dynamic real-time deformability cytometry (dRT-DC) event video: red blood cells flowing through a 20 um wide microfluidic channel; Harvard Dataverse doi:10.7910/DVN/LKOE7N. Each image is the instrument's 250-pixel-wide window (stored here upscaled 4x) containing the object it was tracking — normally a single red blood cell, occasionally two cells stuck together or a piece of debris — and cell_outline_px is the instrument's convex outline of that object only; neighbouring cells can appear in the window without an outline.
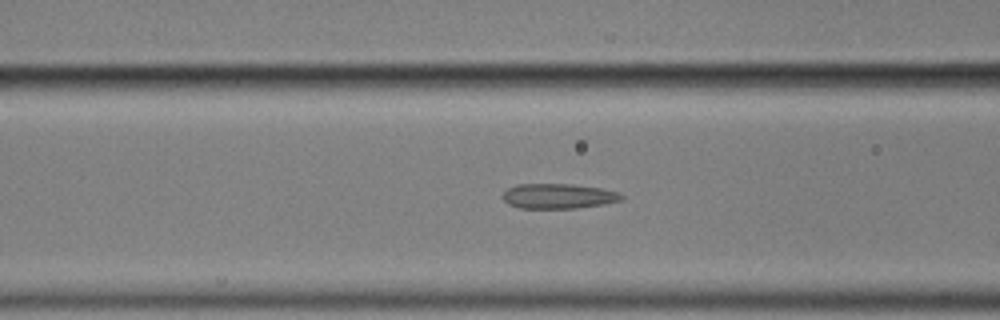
{"species": "common noctule bat (a hibernating species)", "species_latin": "Nyctalus noctula", "temperature_condition": "cold", "stored_images_in_passage": 57, "camera_frame_rate_fps": 3000, "um_per_image_px": 0.085, "animal": {"sex": "male", "body_mass_g": 17.9}, "frame": {"image": 1, "passage_image": 22, "time_ms": 7.0, "image_size_px": [1000, 320], "cell_outline_px": [[624, 200], [604, 204], [576, 208], [520, 208], [508, 204], [504, 200], [504, 192], [508, 188], [516, 184], [572, 184], [600, 188], [616, 192], [624, 196]], "centroid_in_image_um": [47.47, 16.67], "position_along_channel_um": 119.1, "area_um2": 17.22}}
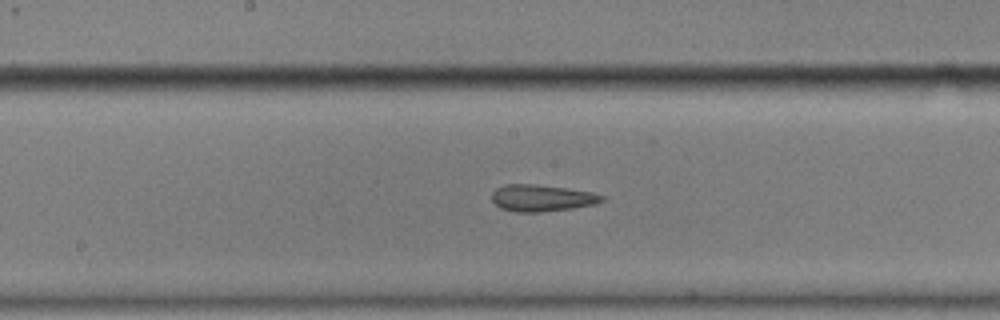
{"frame": {"image": 2, "passage_image": 29, "time_ms": 9.333, "image_size_px": [1000, 320], "cell_outline_px": [[604, 200], [592, 204], [572, 208], [540, 212], [516, 212], [500, 208], [492, 200], [492, 192], [496, 188], [504, 184], [536, 184], [568, 188], [592, 192], [604, 196]], "centroid_in_image_um": [46.02, 16.82], "position_along_channel_um": 202.2, "area_um2": 17.11}}
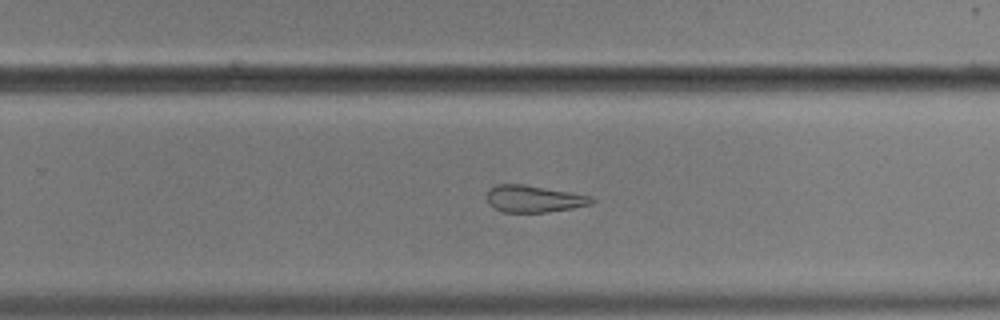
{"frame": {"image": 3, "passage_image": 36, "time_ms": 11.667, "image_size_px": [1000, 320], "cell_outline_px": [[596, 200], [592, 204], [572, 208], [548, 212], [504, 212], [488, 204], [488, 188], [496, 184], [524, 184], [568, 192], [588, 196]], "centroid_in_image_um": [45.35, 16.9], "position_along_channel_um": 284.5, "area_um2": 16.24}, "authors_computed_cell_mechanics": {"area_um2": 18.2648, "velocity_mm_per_s": 3.5411, "shape_relaxation_time_tau1_ms": null, "shape_relaxation_time_tau2_ms": 3.8846, "deformation_change_tau1": null, "deformation_change_tau2": 0.1117}}